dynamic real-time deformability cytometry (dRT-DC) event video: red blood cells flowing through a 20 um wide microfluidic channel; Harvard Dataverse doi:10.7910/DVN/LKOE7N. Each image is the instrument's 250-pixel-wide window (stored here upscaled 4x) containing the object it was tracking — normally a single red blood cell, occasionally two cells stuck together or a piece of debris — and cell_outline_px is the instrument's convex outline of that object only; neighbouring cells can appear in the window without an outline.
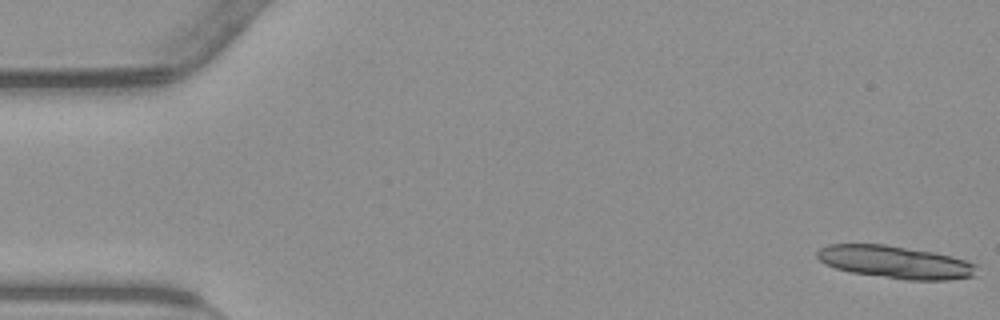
{"species": "common noctule bat (a hibernating species)", "species_latin": "Nyctalus noctula", "temperature_condition": "warm", "stored_images_in_passage": 3, "camera_frame_rate_fps": 3000, "um_per_image_px": 0.085, "animal": {"sex": "male", "body_mass_g": 23.1, "forearm_length_mm": 52.7}, "frame": {"image": 1, "passage_image": 1, "time_ms": 0.0, "image_size_px": [1000, 320], "cell_outline_px": [[976, 276], [948, 280], [908, 280], [852, 272], [836, 268], [824, 264], [816, 256], [816, 252], [820, 248], [828, 244], [884, 244], [936, 252], [952, 256], [976, 264]], "centroid_in_image_um": [76.11, 22.27], "position_along_channel_um": 8.9, "area_um2": 30.35}}